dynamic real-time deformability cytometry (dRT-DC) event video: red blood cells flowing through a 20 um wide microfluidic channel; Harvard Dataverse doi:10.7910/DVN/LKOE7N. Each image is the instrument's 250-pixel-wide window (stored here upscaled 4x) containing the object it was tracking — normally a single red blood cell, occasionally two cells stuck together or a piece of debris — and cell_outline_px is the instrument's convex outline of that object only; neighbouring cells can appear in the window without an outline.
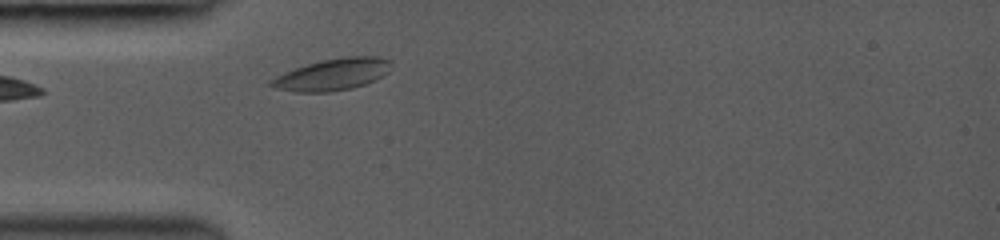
{"species": "common noctule bat (a hibernating species)", "species_latin": "Nyctalus noctula", "temperature_condition": "room temperature", "stored_images_in_passage": 1, "camera_frame_rate_fps": 3000, "um_per_image_px": 0.085, "animal": {"sex": "female", "body_mass_g": 19.0, "forearm_length_mm": 53.3}, "frame": {"image": 1, "passage_image": 1, "time_ms": 0.0, "image_size_px": [1000, 240], "cell_outline_px": [[392, 64], [388, 72], [384, 76], [376, 80], [352, 88], [332, 92], [296, 92], [276, 88], [268, 84], [268, 80], [284, 72], [308, 64], [324, 60], [344, 56], [376, 56], [392, 60]], "centroid_in_image_um": [28.3, 6.33], "position_along_channel_um": 56.7, "area_um2": 22.31}}